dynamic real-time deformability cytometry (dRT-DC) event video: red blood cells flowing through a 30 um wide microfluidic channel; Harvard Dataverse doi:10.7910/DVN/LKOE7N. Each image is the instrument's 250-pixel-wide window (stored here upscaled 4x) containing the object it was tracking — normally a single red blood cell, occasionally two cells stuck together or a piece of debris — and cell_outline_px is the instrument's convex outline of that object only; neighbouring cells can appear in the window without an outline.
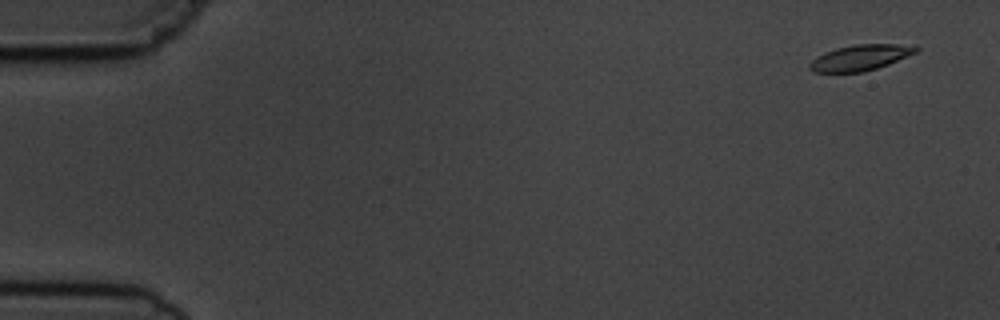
{"species": "common noctule bat (a hibernating species)", "species_latin": "Nyctalus noctula", "temperature_condition": "cold", "stored_images_in_passage": 4, "camera_frame_rate_fps": 3000, "um_per_image_px": 0.085, "animal": {"sex": "male", "body_mass_g": 19.5, "forearm_length_mm": 54.6}, "frame": {"image": 1, "passage_image": 1, "time_ms": 0.0, "image_size_px": [1000, 320], "cell_outline_px": [[920, 48], [916, 52], [888, 64], [864, 72], [816, 72], [808, 68], [808, 64], [816, 56], [824, 52], [836, 48], [856, 44], [896, 44]], "centroid_in_image_um": [73.06, 4.9], "position_along_channel_um": 11.9, "area_um2": 15.72}}
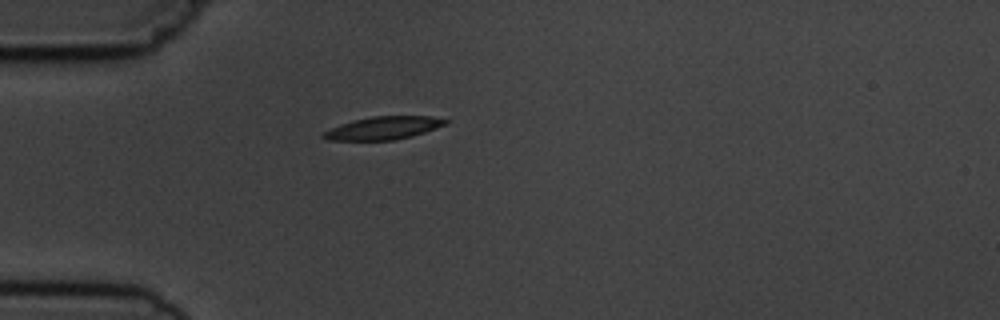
{"frame": {"image": 2, "passage_image": 4, "time_ms": 4.333, "image_size_px": [1000, 320], "cell_outline_px": [[448, 124], [412, 136], [392, 140], [328, 140], [320, 136], [324, 132], [340, 124], [352, 120], [372, 116], [432, 116], [448, 120]], "centroid_in_image_um": [32.6, 10.87], "position_along_channel_um": 52.4, "area_um2": 16.24}}